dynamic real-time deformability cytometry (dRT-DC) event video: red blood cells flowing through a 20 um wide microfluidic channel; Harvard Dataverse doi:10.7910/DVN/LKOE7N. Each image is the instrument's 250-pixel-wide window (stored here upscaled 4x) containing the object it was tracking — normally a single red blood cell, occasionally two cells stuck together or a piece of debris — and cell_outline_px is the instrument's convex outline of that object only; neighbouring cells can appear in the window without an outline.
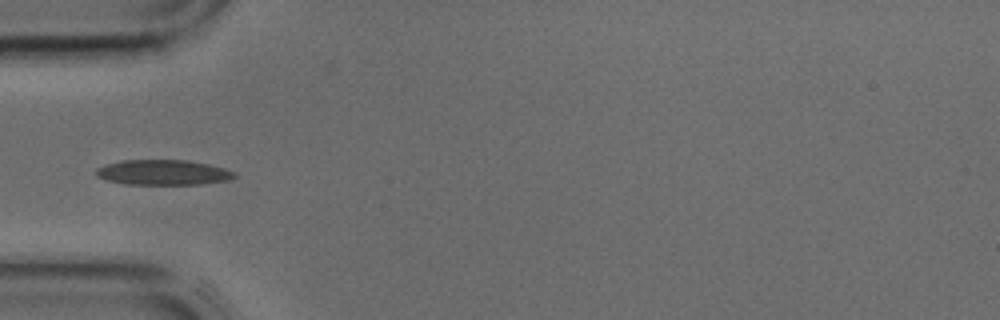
{"species": "common noctule bat (a hibernating species)", "species_latin": "Nyctalus noctula", "temperature_condition": "cold", "stored_images_in_passage": 30, "camera_frame_rate_fps": 3000, "um_per_image_px": 0.085, "animal": {"sex": "male", "body_mass_g": 17.9, "forearm_length_mm": 54.2}, "frame": {"image": 1, "passage_image": 1, "time_ms": 0.0, "image_size_px": [1000, 320], "cell_outline_px": [[236, 176], [228, 180], [200, 184], [128, 184], [108, 180], [96, 176], [96, 168], [104, 164], [120, 160], [188, 160], [208, 164], [224, 168], [236, 172]], "centroid_in_image_um": [13.85, 14.64], "position_along_channel_um": 71.1, "area_um2": 20.29}}
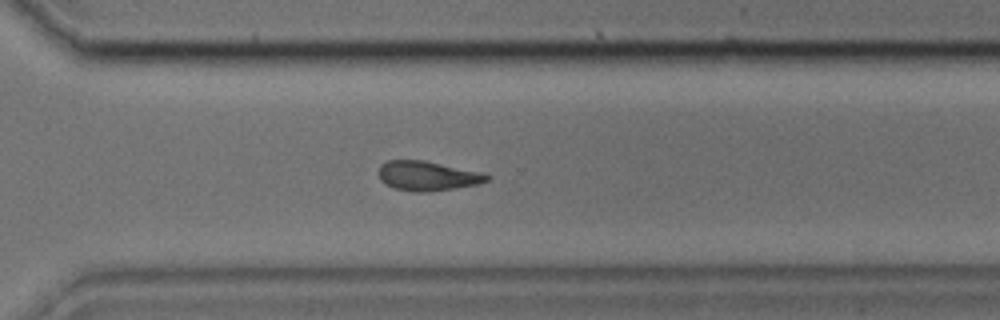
{"frame": {"image": 2, "passage_image": 18, "time_ms": 5.667, "image_size_px": [1000, 320], "cell_outline_px": [[492, 176], [488, 180], [476, 184], [456, 188], [432, 192], [416, 192], [396, 188], [384, 184], [380, 180], [376, 172], [380, 164], [388, 160], [424, 160], [476, 172]], "centroid_in_image_um": [36.23, 14.95], "position_along_channel_um": 334.4, "area_um2": 18.55}}
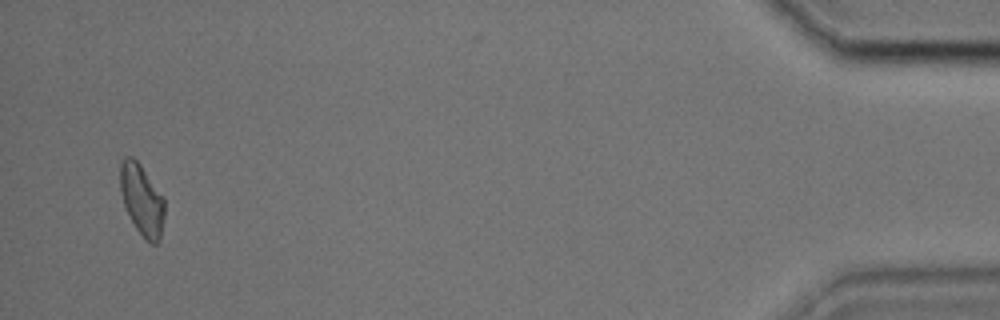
{"frame": {"image": 3, "passage_image": 29, "time_ms": 9.333, "image_size_px": [1000, 320], "cell_outline_px": [[164, 216], [160, 240], [156, 244], [152, 244], [136, 228], [124, 204], [120, 192], [120, 160], [124, 156], [132, 156], [140, 164], [164, 196]], "centroid_in_image_um": [12.06, 16.93], "position_along_channel_um": 423.1, "area_um2": 18.32}}